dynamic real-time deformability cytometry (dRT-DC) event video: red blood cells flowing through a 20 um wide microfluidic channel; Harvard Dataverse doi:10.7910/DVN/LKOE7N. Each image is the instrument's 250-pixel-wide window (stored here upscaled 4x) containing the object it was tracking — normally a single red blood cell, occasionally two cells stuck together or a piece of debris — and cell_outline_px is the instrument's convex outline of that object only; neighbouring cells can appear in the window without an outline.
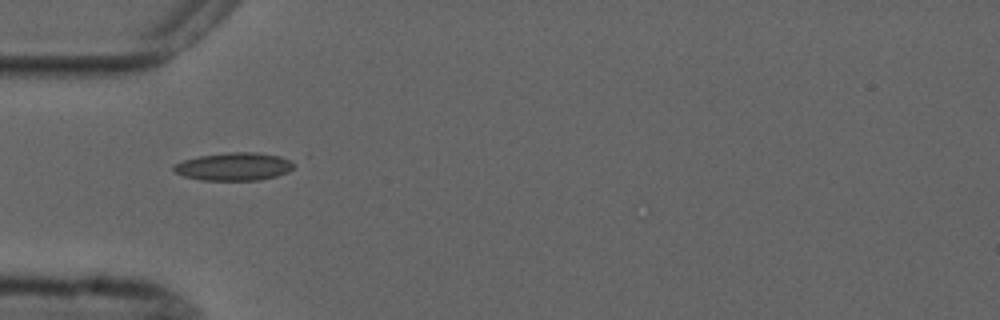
{"species": "common noctule bat (a hibernating species)", "species_latin": "Nyctalus noctula", "temperature_condition": "cold", "stored_images_in_passage": 3, "camera_frame_rate_fps": 3000, "um_per_image_px": 0.085, "animal": {"sex": "male", "forearm_length_mm": 52.5}, "frame": {"image": 1, "passage_image": 1, "time_ms": 0.0, "image_size_px": [1000, 320], "cell_outline_px": [[300, 160], [288, 172], [276, 176], [260, 180], [200, 180], [184, 176], [176, 172], [172, 168], [176, 164], [184, 160], [200, 156], [228, 152], [256, 152], [280, 156]], "centroid_in_image_um": [19.99, 14.15], "position_along_channel_um": 65.0, "area_um2": 19.77}}
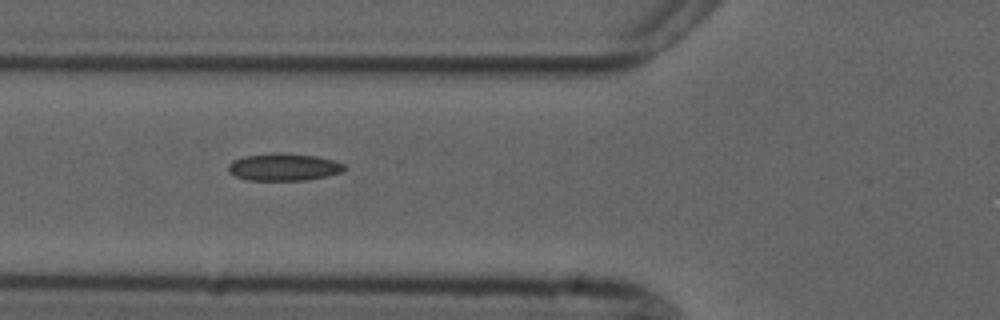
{"frame": {"image": 2, "passage_image": 2, "time_ms": 1.0, "image_size_px": [1000, 320], "cell_outline_px": [[348, 168], [340, 172], [328, 176], [304, 180], [248, 180], [236, 176], [228, 172], [228, 164], [232, 160], [244, 156], [316, 156], [332, 160], [344, 164]], "centroid_in_image_um": [24.12, 14.26], "position_along_channel_um": 101.7, "area_um2": 17.46}}
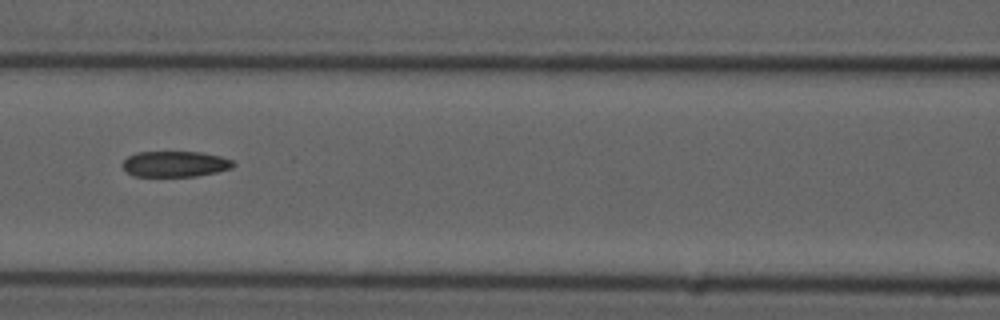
{"frame": {"image": 3, "passage_image": 3, "time_ms": 2.333, "image_size_px": [1000, 320], "cell_outline_px": [[236, 164], [232, 168], [216, 172], [196, 176], [132, 176], [120, 164], [128, 156], [136, 152], [200, 152], [220, 156], [232, 160]], "centroid_in_image_um": [14.87, 13.94], "position_along_channel_um": 151.7, "area_um2": 16.65}}